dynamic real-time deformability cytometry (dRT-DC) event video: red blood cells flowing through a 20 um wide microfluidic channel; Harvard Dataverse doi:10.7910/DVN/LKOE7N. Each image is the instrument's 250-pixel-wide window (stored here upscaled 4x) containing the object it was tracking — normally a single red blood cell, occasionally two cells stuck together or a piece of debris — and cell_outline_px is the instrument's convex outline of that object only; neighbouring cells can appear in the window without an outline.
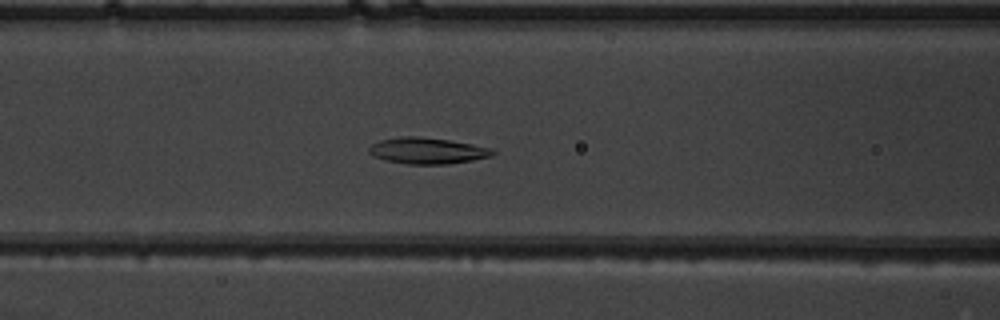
{"species": "common noctule bat (a hibernating species)", "species_latin": "Nyctalus noctula", "temperature_condition": "warm", "stored_images_in_passage": 36, "camera_frame_rate_fps": 3000, "um_per_image_px": 0.085, "animal": {"sex": "male", "body_mass_g": 19.5, "forearm_length_mm": 54.6}, "frame": {"image": 1, "passage_image": 6, "time_ms": 1.667, "image_size_px": [1000, 320], "cell_outline_px": [[496, 152], [492, 156], [472, 160], [448, 164], [408, 164], [384, 160], [372, 156], [368, 152], [368, 148], [372, 144], [380, 140], [400, 136], [420, 136], [448, 140], [472, 144], [492, 148]], "centroid_in_image_um": [36.3, 12.81], "position_along_channel_um": 130.3, "area_um2": 19.02}}
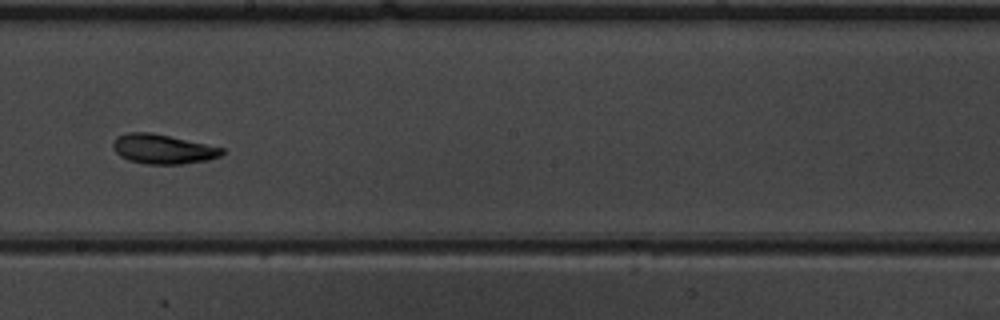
{"frame": {"image": 2, "passage_image": 14, "time_ms": 4.333, "image_size_px": [1000, 320], "cell_outline_px": [[224, 152], [220, 156], [208, 160], [184, 164], [148, 164], [128, 160], [120, 156], [112, 148], [112, 144], [116, 136], [128, 132], [152, 132], [224, 148]], "centroid_in_image_um": [13.82, 12.67], "position_along_channel_um": 234.4, "area_um2": 18.84}}
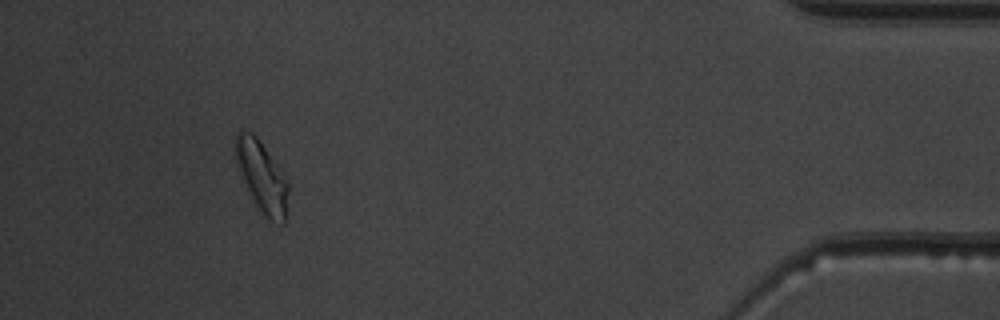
{"frame": {"image": 3, "passage_image": 32, "time_ms": 10.333, "image_size_px": [1000, 320], "cell_outline_px": [[288, 192], [284, 224], [272, 220], [264, 216], [256, 204], [236, 168], [236, 132], [240, 128], [252, 132], [256, 136], [288, 184]], "centroid_in_image_um": [22.21, 14.99], "position_along_channel_um": 413.0, "area_um2": 20.98}, "authors_computed_cell_mechanics": {"area_um2": 18.7272, "velocity_mm_per_s": 3.9094, "shape_relaxation_time_tau1_ms": 5.6759, "shape_relaxation_time_tau2_ms": 4.868, "deformation_change_tau1": 0.1473, "deformation_change_tau2": 0.1204}}